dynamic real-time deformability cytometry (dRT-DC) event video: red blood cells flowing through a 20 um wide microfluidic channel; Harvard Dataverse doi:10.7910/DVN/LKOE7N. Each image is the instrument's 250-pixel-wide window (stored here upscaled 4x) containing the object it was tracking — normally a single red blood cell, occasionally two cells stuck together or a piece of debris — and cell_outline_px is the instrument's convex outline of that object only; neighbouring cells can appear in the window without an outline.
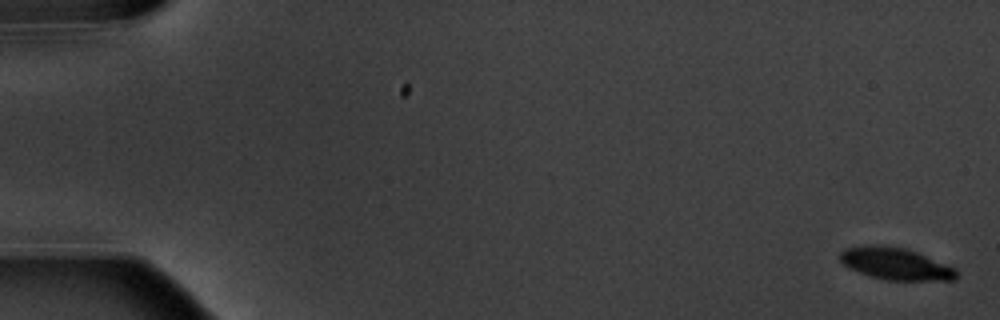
{"species": "common noctule bat (a hibernating species)", "species_latin": "Nyctalus noctula", "temperature_condition": "warm", "stored_images_in_passage": 6, "camera_frame_rate_fps": 3000, "um_per_image_px": 0.085, "animal": {"sex": "male", "body_mass_g": 20.1, "forearm_length_mm": 53.5}, "frame": {"image": 1, "passage_image": 1, "time_ms": 0.0, "image_size_px": [1000, 320], "cell_outline_px": [[956, 280], [888, 280], [868, 276], [848, 268], [840, 260], [840, 252], [844, 248], [872, 244], [880, 244], [904, 248], [916, 252], [956, 268]], "centroid_in_image_um": [76.08, 22.41], "position_along_channel_um": 8.9, "area_um2": 21.73}}
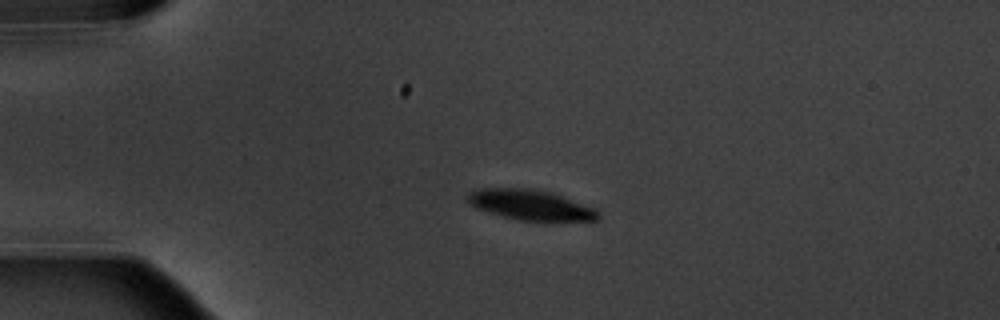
{"frame": {"image": 2, "passage_image": 5, "time_ms": 4.333, "image_size_px": [1000, 320], "cell_outline_px": [[600, 220], [516, 220], [500, 216], [476, 208], [464, 200], [468, 192], [480, 188], [524, 188], [548, 192], [596, 208], [600, 212]], "centroid_in_image_um": [45.03, 17.42], "position_along_channel_um": 40.0, "area_um2": 22.89}}
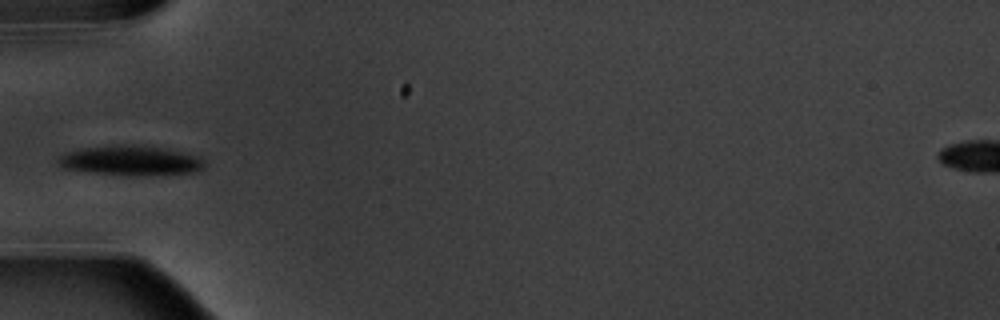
{"frame": {"image": 3, "passage_image": 6, "time_ms": 6.333, "image_size_px": [1000, 320], "cell_outline_px": [[204, 168], [192, 172], [144, 176], [124, 176], [92, 172], [64, 168], [56, 160], [56, 156], [64, 152], [80, 148], [112, 144], [132, 144], [160, 148], [200, 156], [204, 160]], "centroid_in_image_um": [11.04, 13.64], "position_along_channel_um": 74.0, "area_um2": 25.78}}